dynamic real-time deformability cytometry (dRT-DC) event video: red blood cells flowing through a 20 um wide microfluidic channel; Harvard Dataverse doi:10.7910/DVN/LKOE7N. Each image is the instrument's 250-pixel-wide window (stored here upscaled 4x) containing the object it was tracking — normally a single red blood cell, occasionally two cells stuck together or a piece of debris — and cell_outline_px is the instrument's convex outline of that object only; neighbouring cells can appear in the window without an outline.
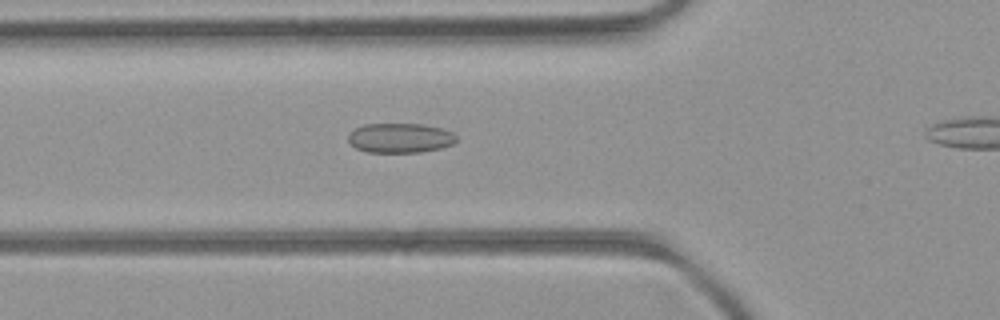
{"species": "common noctule bat (a hibernating species)", "species_latin": "Nyctalus noctula", "temperature_condition": "room temperature", "stored_images_in_passage": 29, "camera_frame_rate_fps": 3000, "um_per_image_px": 0.085, "animal": {"sex": "female", "body_mass_g": 21.9}, "frame": {"image": 1, "passage_image": 6, "time_ms": 1.667, "image_size_px": [1000, 320], "cell_outline_px": [[456, 140], [452, 144], [440, 148], [420, 152], [368, 152], [356, 148], [348, 140], [348, 136], [356, 128], [364, 124], [424, 124], [444, 128], [452, 132], [456, 136]], "centroid_in_image_um": [34.03, 11.72], "position_along_channel_um": 91.8, "area_um2": 18.61}}
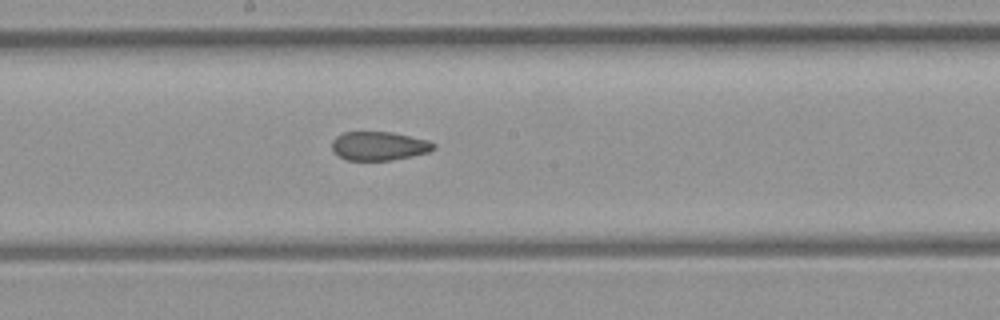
{"frame": {"image": 2, "passage_image": 15, "time_ms": 4.667, "image_size_px": [1000, 320], "cell_outline_px": [[436, 148], [428, 152], [412, 156], [392, 160], [348, 160], [340, 156], [332, 148], [332, 140], [336, 136], [344, 132], [392, 132], [428, 140], [436, 144]], "centroid_in_image_um": [32.24, 12.4], "position_along_channel_um": 216.0, "area_um2": 16.99}}
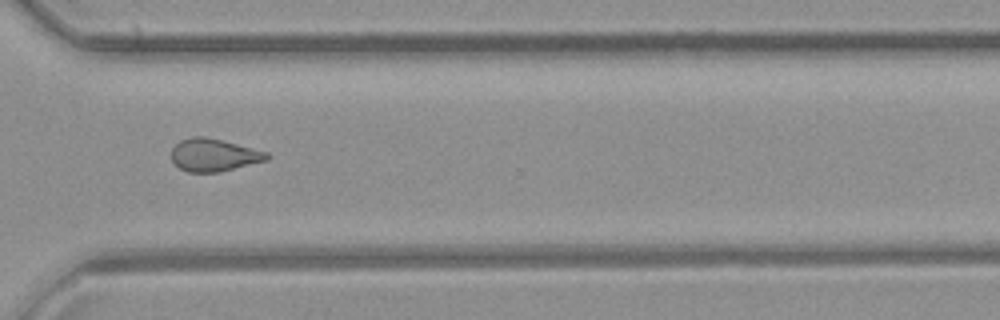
{"frame": {"image": 3, "passage_image": 25, "time_ms": 8.0, "image_size_px": [1000, 320], "cell_outline_px": [[272, 156], [268, 160], [220, 172], [188, 172], [180, 168], [172, 160], [172, 148], [180, 140], [192, 136], [204, 136], [268, 152]], "centroid_in_image_um": [18.19, 13.18], "position_along_channel_um": 352.4, "area_um2": 18.09}}